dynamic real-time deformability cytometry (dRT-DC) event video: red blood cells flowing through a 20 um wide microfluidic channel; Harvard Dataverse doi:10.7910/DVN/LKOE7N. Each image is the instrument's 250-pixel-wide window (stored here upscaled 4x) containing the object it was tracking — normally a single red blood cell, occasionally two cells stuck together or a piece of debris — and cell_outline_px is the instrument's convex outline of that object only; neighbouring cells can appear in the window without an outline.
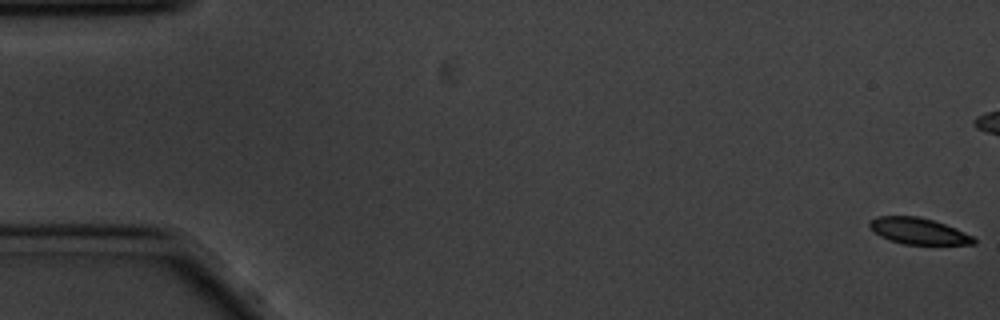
{"species": "common noctule bat (a hibernating species)", "species_latin": "Nyctalus noctula", "temperature_condition": "cold", "stored_images_in_passage": 7, "camera_frame_rate_fps": 3000, "um_per_image_px": 0.085, "animal": {"sex": "male", "body_mass_g": 20.1, "forearm_length_mm": 53.5}, "frame": {"image": 1, "passage_image": 1, "time_ms": 0.0, "image_size_px": [1000, 320], "cell_outline_px": [[976, 244], [904, 244], [888, 240], [880, 236], [868, 228], [868, 224], [876, 216], [916, 216], [932, 220], [956, 228], [972, 236], [976, 240]], "centroid_in_image_um": [78.03, 19.64], "position_along_channel_um": 7.0, "area_um2": 15.9}}